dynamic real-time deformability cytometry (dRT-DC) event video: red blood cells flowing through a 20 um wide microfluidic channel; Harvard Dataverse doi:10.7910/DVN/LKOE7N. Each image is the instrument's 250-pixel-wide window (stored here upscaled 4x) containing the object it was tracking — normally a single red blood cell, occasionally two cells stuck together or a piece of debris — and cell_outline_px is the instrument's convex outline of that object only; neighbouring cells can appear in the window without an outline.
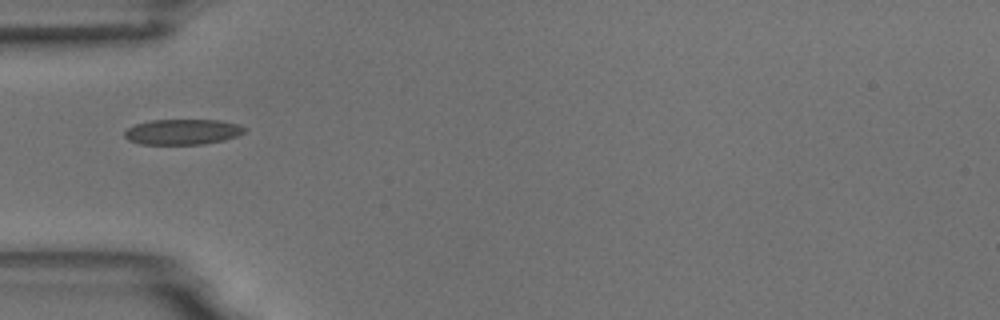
{"species": "common noctule bat (a hibernating species)", "species_latin": "Nyctalus noctula", "temperature_condition": "room temperature", "stored_images_in_passage": 3, "camera_frame_rate_fps": 3000, "um_per_image_px": 0.085, "animal": {"sex": "male", "body_mass_g": 18.8}, "frame": {"image": 1, "passage_image": 1, "time_ms": 0.0, "image_size_px": [1000, 320], "cell_outline_px": [[248, 128], [244, 132], [236, 136], [224, 140], [204, 144], [140, 144], [128, 140], [124, 136], [124, 132], [128, 128], [136, 124], [152, 120], [220, 120], [240, 124]], "centroid_in_image_um": [15.55, 11.2], "position_along_channel_um": 69.5, "area_um2": 17.86}}